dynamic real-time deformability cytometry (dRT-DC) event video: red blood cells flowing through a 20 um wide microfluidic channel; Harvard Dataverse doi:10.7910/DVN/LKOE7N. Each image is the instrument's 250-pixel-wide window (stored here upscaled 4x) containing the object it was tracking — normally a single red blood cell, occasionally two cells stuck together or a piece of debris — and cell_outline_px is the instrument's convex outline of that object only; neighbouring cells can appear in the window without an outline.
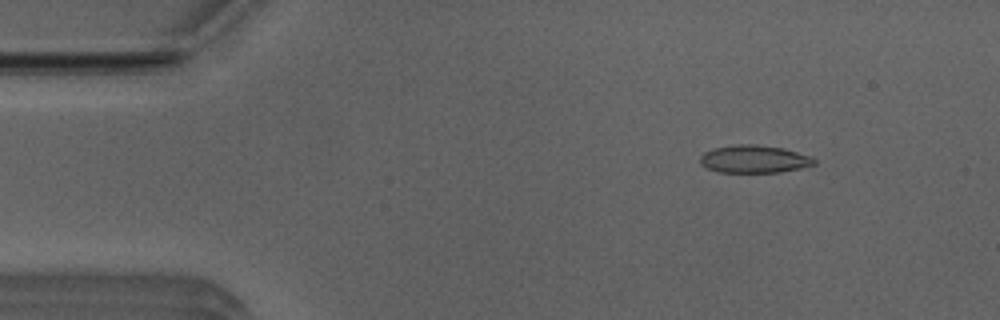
{"species": "Egyptian fruit bat (a non-hibernating species)", "species_latin": "Rousettus aegyptiacus", "temperature_condition": "room temperature", "stored_images_in_passage": 18, "camera_frame_rate_fps": 3000, "um_per_image_px": 0.085, "animal": {"sex": "male"}, "frame": {"image": 1, "passage_image": 6, "time_ms": 1.667, "image_size_px": [1000, 320], "cell_outline_px": [[816, 164], [800, 168], [780, 172], [720, 172], [708, 168], [700, 164], [700, 156], [704, 152], [716, 148], [740, 144], [756, 144], [780, 148], [796, 152], [808, 156], [816, 160]], "centroid_in_image_um": [64.08, 13.53], "position_along_channel_um": 20.9, "area_um2": 18.09}}